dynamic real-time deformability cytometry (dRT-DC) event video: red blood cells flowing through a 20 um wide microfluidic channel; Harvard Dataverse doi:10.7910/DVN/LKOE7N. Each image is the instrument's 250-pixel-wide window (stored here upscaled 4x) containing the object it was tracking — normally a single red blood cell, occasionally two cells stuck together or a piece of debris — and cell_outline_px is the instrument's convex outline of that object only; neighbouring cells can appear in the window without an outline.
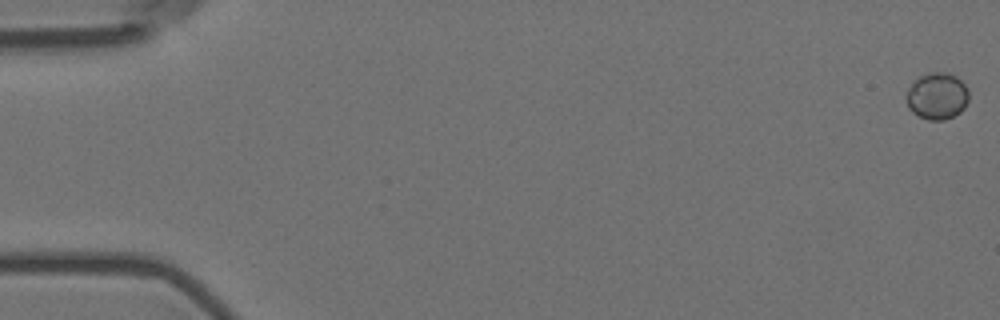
{"species": "Egyptian fruit bat (a non-hibernating species)", "species_latin": "Rousettus aegyptiacus", "temperature_condition": "room temperature", "stored_images_in_passage": 57, "camera_frame_rate_fps": 3000, "um_per_image_px": 0.085, "animal": {"sex": "female"}, "frame": {"image": 1, "passage_image": 1, "time_ms": 0.0, "image_size_px": [1000, 320], "cell_outline_px": [[968, 100], [964, 108], [960, 112], [944, 120], [928, 120], [912, 112], [908, 108], [908, 88], [912, 80], [928, 72], [948, 72], [956, 76], [968, 88]], "centroid_in_image_um": [79.66, 8.14], "position_along_channel_um": 5.3, "area_um2": 17.05}}
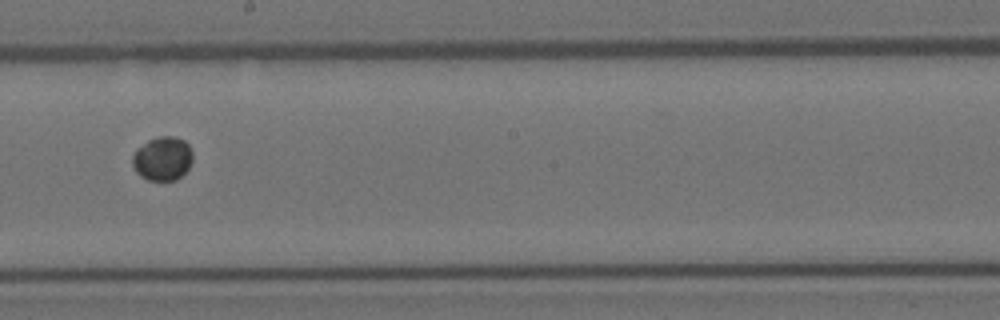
{"frame": {"image": 2, "passage_image": 33, "time_ms": 10.667, "image_size_px": [1000, 320], "cell_outline_px": [[192, 160], [188, 168], [176, 180], [148, 180], [140, 176], [136, 172], [132, 164], [132, 156], [136, 148], [148, 140], [160, 136], [172, 136], [184, 140], [188, 144], [192, 152]], "centroid_in_image_um": [13.79, 13.47], "position_along_channel_um": 234.4, "area_um2": 15.43}}
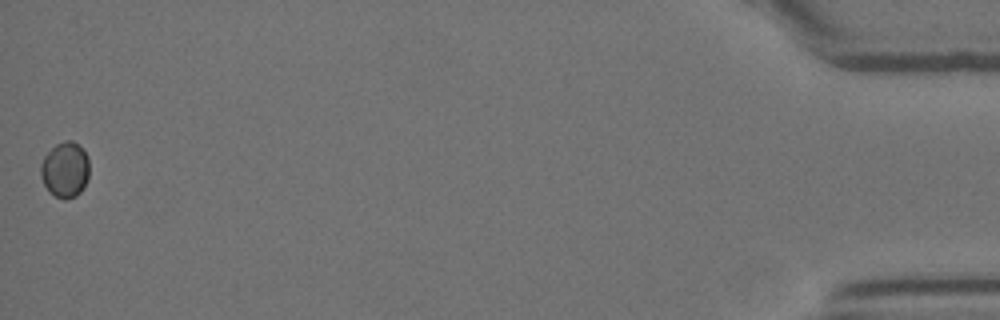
{"frame": {"image": 3, "passage_image": 57, "time_ms": 18.667, "image_size_px": [1000, 320], "cell_outline_px": [[88, 180], [80, 192], [76, 196], [64, 200], [48, 192], [40, 176], [40, 164], [44, 156], [56, 144], [64, 140], [72, 140], [88, 156]], "centroid_in_image_um": [5.51, 14.44], "position_along_channel_um": 429.7, "area_um2": 15.78}}